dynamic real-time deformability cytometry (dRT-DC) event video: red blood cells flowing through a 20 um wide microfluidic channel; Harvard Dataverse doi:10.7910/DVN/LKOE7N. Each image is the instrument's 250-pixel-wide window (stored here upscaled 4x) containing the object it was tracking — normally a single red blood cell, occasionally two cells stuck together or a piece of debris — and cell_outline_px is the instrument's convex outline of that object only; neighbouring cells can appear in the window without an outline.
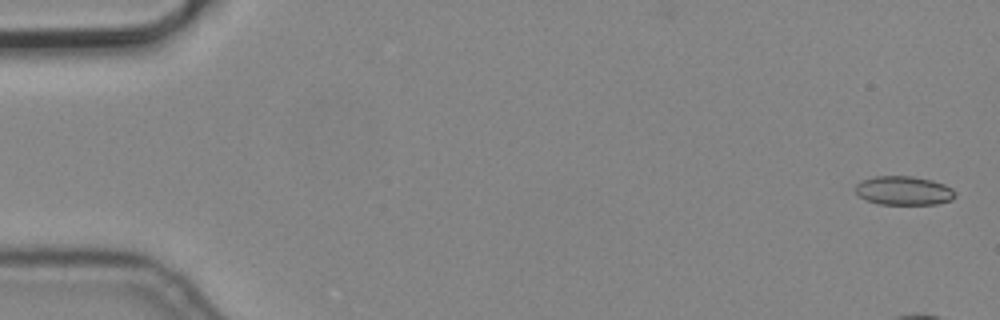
{"species": "common noctule bat (a hibernating species)", "species_latin": "Nyctalus noctula", "temperature_condition": "cold", "stored_images_in_passage": 12, "camera_frame_rate_fps": 3000, "um_per_image_px": 0.085, "animal": {"sex": "male", "body_mass_g": 19.2, "forearm_length_mm": 51.8}, "frame": {"image": 1, "passage_image": 1, "time_ms": 0.0, "image_size_px": [1000, 320], "cell_outline_px": [[956, 196], [952, 200], [936, 204], [880, 204], [868, 200], [860, 196], [856, 192], [856, 184], [860, 180], [876, 176], [912, 176], [932, 180], [944, 184], [952, 188], [956, 192]], "centroid_in_image_um": [76.85, 16.19], "position_along_channel_um": 8.2, "area_um2": 16.82}}
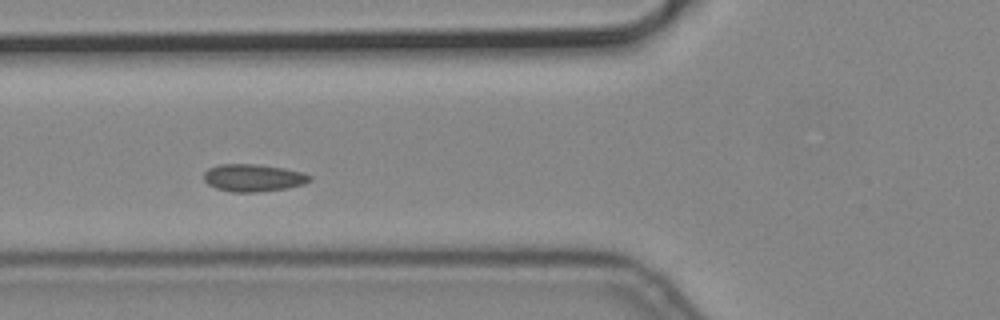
{"frame": {"image": 2, "passage_image": 7, "time_ms": 2.0, "image_size_px": [1000, 320], "cell_outline_px": [[312, 180], [304, 184], [288, 188], [256, 192], [232, 192], [216, 188], [208, 184], [204, 180], [204, 172], [208, 168], [220, 164], [256, 164], [284, 168], [300, 172], [312, 176]], "centroid_in_image_um": [21.52, 15.11], "position_along_channel_um": 104.3, "area_um2": 16.94}}
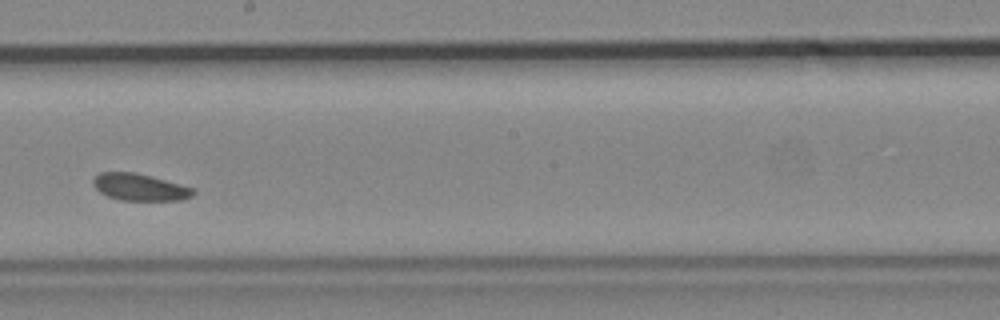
{"frame": {"image": 3, "passage_image": 10, "time_ms": 3.0, "image_size_px": [1000, 320], "cell_outline_px": [[196, 192], [192, 196], [180, 200], [120, 200], [108, 196], [100, 192], [92, 184], [92, 180], [100, 172], [136, 172], [152, 176], [196, 188]], "centroid_in_image_um": [11.91, 15.9], "position_along_channel_um": 236.3, "area_um2": 15.84}}